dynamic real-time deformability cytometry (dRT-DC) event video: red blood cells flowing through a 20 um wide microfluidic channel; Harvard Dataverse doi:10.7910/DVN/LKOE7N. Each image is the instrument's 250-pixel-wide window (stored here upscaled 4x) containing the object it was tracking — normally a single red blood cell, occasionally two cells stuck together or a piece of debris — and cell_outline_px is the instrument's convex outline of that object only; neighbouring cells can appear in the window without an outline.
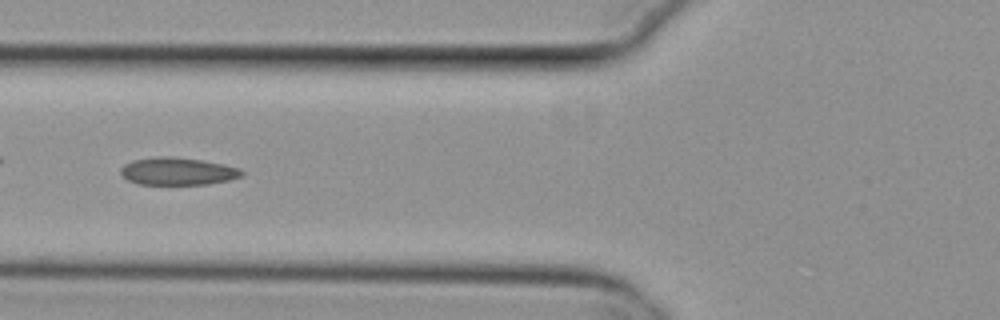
{"species": "common noctule bat (a hibernating species)", "species_latin": "Nyctalus noctula", "temperature_condition": "cold", "stored_images_in_passage": 47, "camera_frame_rate_fps": 3000, "um_per_image_px": 0.085, "animal": {"sex": "female", "body_mass_g": 29.2, "forearm_length_mm": 56.3}, "frame": {"image": 1, "passage_image": 14, "time_ms": 4.333, "image_size_px": [1000, 320], "cell_outline_px": [[244, 176], [228, 180], [208, 184], [136, 184], [120, 176], [120, 168], [124, 164], [132, 160], [156, 156], [172, 156], [200, 160], [224, 164], [240, 168], [244, 172]], "centroid_in_image_um": [15.08, 14.55], "position_along_channel_um": 110.7, "area_um2": 19.65}}
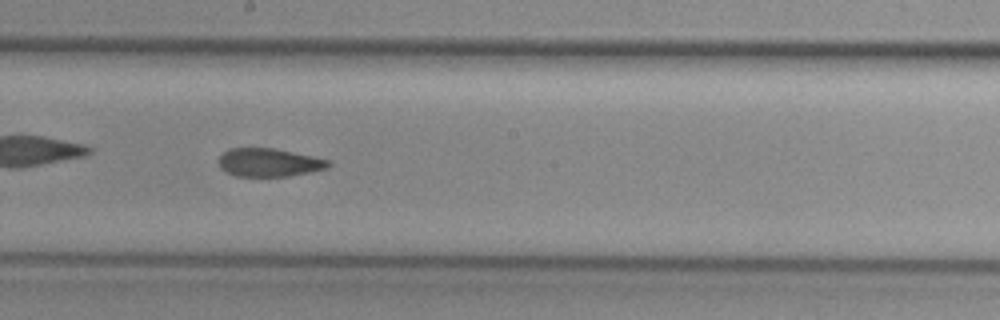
{"frame": {"image": 2, "passage_image": 23, "time_ms": 7.333, "image_size_px": [1000, 320], "cell_outline_px": [[332, 164], [328, 168], [312, 172], [288, 176], [236, 176], [224, 172], [220, 168], [216, 160], [228, 148], [272, 148], [312, 156], [328, 160]], "centroid_in_image_um": [22.83, 13.82], "position_along_channel_um": 225.4, "area_um2": 18.21}}
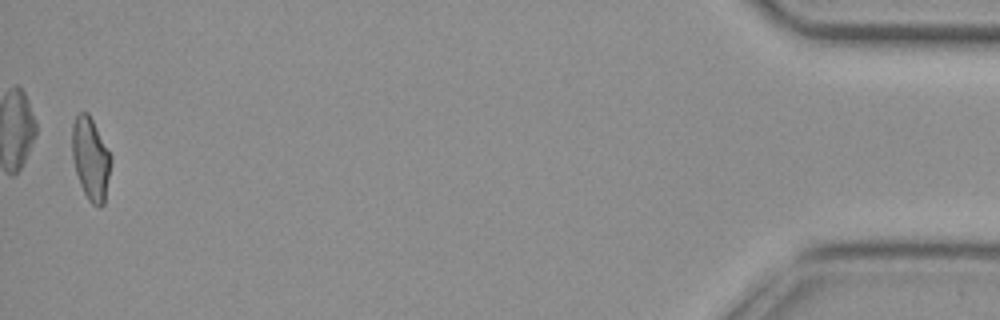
{"frame": {"image": 3, "passage_image": 46, "time_ms": 15.0, "image_size_px": [1000, 320], "cell_outline_px": [[112, 164], [104, 204], [100, 208], [92, 204], [88, 200], [80, 184], [76, 172], [72, 156], [72, 124], [76, 116], [80, 112], [88, 112], [112, 156]], "centroid_in_image_um": [7.72, 13.51], "position_along_channel_um": 427.5, "area_um2": 18.84}, "authors_computed_cell_mechanics": {"area_um2": 19.1896, "velocity_mm_per_s": 3.8142, "shape_relaxation_time_tau1_ms": null, "shape_relaxation_time_tau2_ms": 3.0859, "deformation_change_tau1": null, "deformation_change_tau2": 0.0822}}